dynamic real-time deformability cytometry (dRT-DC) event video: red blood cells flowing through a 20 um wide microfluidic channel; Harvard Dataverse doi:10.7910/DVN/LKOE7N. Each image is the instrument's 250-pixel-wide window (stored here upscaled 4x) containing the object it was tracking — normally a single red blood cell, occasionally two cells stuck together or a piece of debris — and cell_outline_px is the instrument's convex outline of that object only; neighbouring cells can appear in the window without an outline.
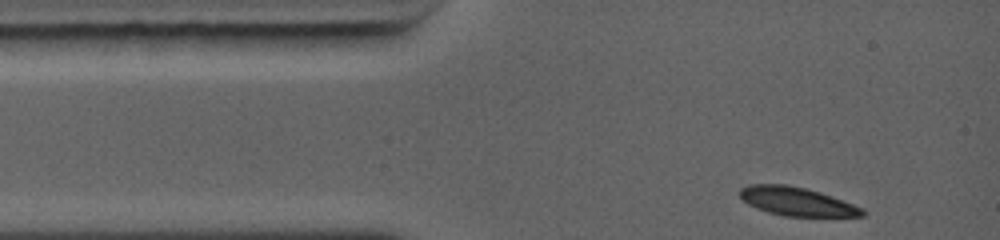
{"species": "common noctule bat (a hibernating species)", "species_latin": "Nyctalus noctula", "temperature_condition": "warm", "stored_images_in_passage": 17, "camera_frame_rate_fps": 5000, "um_per_image_px": 0.085, "animal": {"sex": "female", "body_mass_g": 19.0, "forearm_length_mm": 56.7}, "frame": {"image": 1, "passage_image": 1, "time_ms": 0.0, "image_size_px": [1000, 240], "cell_outline_px": [[868, 216], [784, 216], [768, 212], [756, 208], [748, 204], [740, 196], [740, 192], [744, 188], [756, 184], [780, 184], [804, 188], [864, 208], [868, 212]], "centroid_in_image_um": [67.77, 17.15], "position_along_channel_um": 17.2, "area_um2": 19.83}}
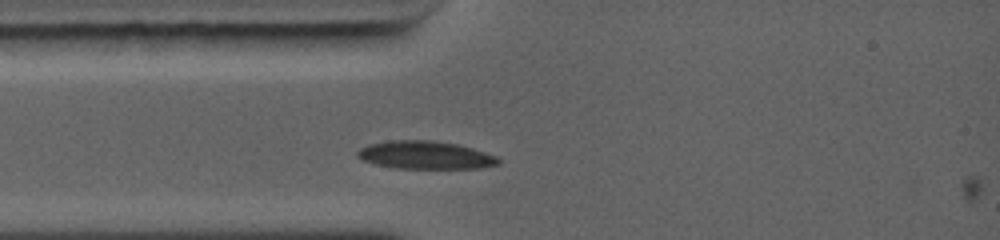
{"frame": {"image": 2, "passage_image": 14, "time_ms": 1.6, "image_size_px": [1000, 240], "cell_outline_px": [[500, 160], [496, 164], [480, 168], [396, 168], [376, 164], [364, 160], [360, 156], [360, 152], [364, 148], [380, 144], [448, 144], [464, 148]], "centroid_in_image_um": [36.17, 13.3], "position_along_channel_um": 48.8, "area_um2": 19.54}}